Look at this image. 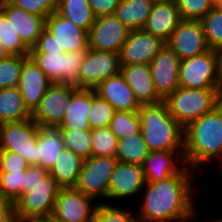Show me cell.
I'll return each mask as SVG.
<instances>
[{"mask_svg":"<svg viewBox=\"0 0 222 222\" xmlns=\"http://www.w3.org/2000/svg\"><path fill=\"white\" fill-rule=\"evenodd\" d=\"M12 5L45 19L57 11L59 0H11Z\"/></svg>","mask_w":222,"mask_h":222,"instance_id":"b9f144b4","label":"cell"},{"mask_svg":"<svg viewBox=\"0 0 222 222\" xmlns=\"http://www.w3.org/2000/svg\"><path fill=\"white\" fill-rule=\"evenodd\" d=\"M115 202L108 203H98L92 222H139L138 216L133 215V210L122 208Z\"/></svg>","mask_w":222,"mask_h":222,"instance_id":"e575fe53","label":"cell"},{"mask_svg":"<svg viewBox=\"0 0 222 222\" xmlns=\"http://www.w3.org/2000/svg\"><path fill=\"white\" fill-rule=\"evenodd\" d=\"M167 45L180 60L200 55L210 49L200 20H182Z\"/></svg>","mask_w":222,"mask_h":222,"instance_id":"e0dca14e","label":"cell"},{"mask_svg":"<svg viewBox=\"0 0 222 222\" xmlns=\"http://www.w3.org/2000/svg\"><path fill=\"white\" fill-rule=\"evenodd\" d=\"M200 22L209 48L222 52V7H213Z\"/></svg>","mask_w":222,"mask_h":222,"instance_id":"d6a6232c","label":"cell"},{"mask_svg":"<svg viewBox=\"0 0 222 222\" xmlns=\"http://www.w3.org/2000/svg\"><path fill=\"white\" fill-rule=\"evenodd\" d=\"M142 166L146 182H157L181 173L187 164L184 150H160L149 151Z\"/></svg>","mask_w":222,"mask_h":222,"instance_id":"ffe728a7","label":"cell"},{"mask_svg":"<svg viewBox=\"0 0 222 222\" xmlns=\"http://www.w3.org/2000/svg\"><path fill=\"white\" fill-rule=\"evenodd\" d=\"M26 171L0 172V192L12 202L22 195Z\"/></svg>","mask_w":222,"mask_h":222,"instance_id":"ab89813d","label":"cell"},{"mask_svg":"<svg viewBox=\"0 0 222 222\" xmlns=\"http://www.w3.org/2000/svg\"><path fill=\"white\" fill-rule=\"evenodd\" d=\"M0 222H16L14 202L0 192Z\"/></svg>","mask_w":222,"mask_h":222,"instance_id":"7dc6e473","label":"cell"},{"mask_svg":"<svg viewBox=\"0 0 222 222\" xmlns=\"http://www.w3.org/2000/svg\"><path fill=\"white\" fill-rule=\"evenodd\" d=\"M37 144V166L49 172L60 152L65 149L60 128L39 126Z\"/></svg>","mask_w":222,"mask_h":222,"instance_id":"484cf974","label":"cell"},{"mask_svg":"<svg viewBox=\"0 0 222 222\" xmlns=\"http://www.w3.org/2000/svg\"><path fill=\"white\" fill-rule=\"evenodd\" d=\"M57 12L87 32L96 18L88 0H59Z\"/></svg>","mask_w":222,"mask_h":222,"instance_id":"4dcf8cb0","label":"cell"},{"mask_svg":"<svg viewBox=\"0 0 222 222\" xmlns=\"http://www.w3.org/2000/svg\"><path fill=\"white\" fill-rule=\"evenodd\" d=\"M0 12L7 18L22 42L33 48L45 28V18L28 13L11 3L0 5Z\"/></svg>","mask_w":222,"mask_h":222,"instance_id":"44dd1931","label":"cell"},{"mask_svg":"<svg viewBox=\"0 0 222 222\" xmlns=\"http://www.w3.org/2000/svg\"><path fill=\"white\" fill-rule=\"evenodd\" d=\"M31 188L30 192L20 195L14 202L16 222H37L53 214L61 188L56 180L48 173Z\"/></svg>","mask_w":222,"mask_h":222,"instance_id":"5b68a950","label":"cell"},{"mask_svg":"<svg viewBox=\"0 0 222 222\" xmlns=\"http://www.w3.org/2000/svg\"><path fill=\"white\" fill-rule=\"evenodd\" d=\"M29 164L21 155L8 150H0V172L26 171Z\"/></svg>","mask_w":222,"mask_h":222,"instance_id":"7bdbcfd3","label":"cell"},{"mask_svg":"<svg viewBox=\"0 0 222 222\" xmlns=\"http://www.w3.org/2000/svg\"><path fill=\"white\" fill-rule=\"evenodd\" d=\"M155 1H159V2H177L178 0H155Z\"/></svg>","mask_w":222,"mask_h":222,"instance_id":"11a10c76","label":"cell"},{"mask_svg":"<svg viewBox=\"0 0 222 222\" xmlns=\"http://www.w3.org/2000/svg\"><path fill=\"white\" fill-rule=\"evenodd\" d=\"M95 17L113 15L121 0H88Z\"/></svg>","mask_w":222,"mask_h":222,"instance_id":"f6af8a7d","label":"cell"},{"mask_svg":"<svg viewBox=\"0 0 222 222\" xmlns=\"http://www.w3.org/2000/svg\"><path fill=\"white\" fill-rule=\"evenodd\" d=\"M98 203L75 187H61L52 217L61 222H92Z\"/></svg>","mask_w":222,"mask_h":222,"instance_id":"30bf717a","label":"cell"},{"mask_svg":"<svg viewBox=\"0 0 222 222\" xmlns=\"http://www.w3.org/2000/svg\"><path fill=\"white\" fill-rule=\"evenodd\" d=\"M119 72V53L88 48L79 70V89H95Z\"/></svg>","mask_w":222,"mask_h":222,"instance_id":"8fae6325","label":"cell"},{"mask_svg":"<svg viewBox=\"0 0 222 222\" xmlns=\"http://www.w3.org/2000/svg\"><path fill=\"white\" fill-rule=\"evenodd\" d=\"M181 21L175 2L155 1L143 29L167 44Z\"/></svg>","mask_w":222,"mask_h":222,"instance_id":"7402d4cb","label":"cell"},{"mask_svg":"<svg viewBox=\"0 0 222 222\" xmlns=\"http://www.w3.org/2000/svg\"><path fill=\"white\" fill-rule=\"evenodd\" d=\"M197 173L187 166L165 180L146 182L139 195L143 196L140 210L136 211L139 222H181L193 217L200 207L194 198Z\"/></svg>","mask_w":222,"mask_h":222,"instance_id":"6da1fadb","label":"cell"},{"mask_svg":"<svg viewBox=\"0 0 222 222\" xmlns=\"http://www.w3.org/2000/svg\"><path fill=\"white\" fill-rule=\"evenodd\" d=\"M149 150L141 131L118 140L116 158L124 163L143 165Z\"/></svg>","mask_w":222,"mask_h":222,"instance_id":"f546056e","label":"cell"},{"mask_svg":"<svg viewBox=\"0 0 222 222\" xmlns=\"http://www.w3.org/2000/svg\"><path fill=\"white\" fill-rule=\"evenodd\" d=\"M92 107V89H78L70 98L60 129L87 130Z\"/></svg>","mask_w":222,"mask_h":222,"instance_id":"d4e9b609","label":"cell"},{"mask_svg":"<svg viewBox=\"0 0 222 222\" xmlns=\"http://www.w3.org/2000/svg\"><path fill=\"white\" fill-rule=\"evenodd\" d=\"M220 63H221V71H220V85H219V91L222 98V52H220Z\"/></svg>","mask_w":222,"mask_h":222,"instance_id":"681fc988","label":"cell"},{"mask_svg":"<svg viewBox=\"0 0 222 222\" xmlns=\"http://www.w3.org/2000/svg\"><path fill=\"white\" fill-rule=\"evenodd\" d=\"M52 82L28 56L23 61L18 89L28 111L32 114Z\"/></svg>","mask_w":222,"mask_h":222,"instance_id":"ac0fdd59","label":"cell"},{"mask_svg":"<svg viewBox=\"0 0 222 222\" xmlns=\"http://www.w3.org/2000/svg\"><path fill=\"white\" fill-rule=\"evenodd\" d=\"M114 113V107L92 89V107L89 114L90 129L94 130L109 126Z\"/></svg>","mask_w":222,"mask_h":222,"instance_id":"f35d334b","label":"cell"},{"mask_svg":"<svg viewBox=\"0 0 222 222\" xmlns=\"http://www.w3.org/2000/svg\"><path fill=\"white\" fill-rule=\"evenodd\" d=\"M0 41L10 55L28 56L29 48L22 42L7 18L0 12Z\"/></svg>","mask_w":222,"mask_h":222,"instance_id":"8d00e7d4","label":"cell"},{"mask_svg":"<svg viewBox=\"0 0 222 222\" xmlns=\"http://www.w3.org/2000/svg\"><path fill=\"white\" fill-rule=\"evenodd\" d=\"M31 118L18 87L0 89V124Z\"/></svg>","mask_w":222,"mask_h":222,"instance_id":"f1b7e54d","label":"cell"},{"mask_svg":"<svg viewBox=\"0 0 222 222\" xmlns=\"http://www.w3.org/2000/svg\"><path fill=\"white\" fill-rule=\"evenodd\" d=\"M212 220V221H211ZM209 221H206V222H222V217H219L218 219L217 218H214V219H211Z\"/></svg>","mask_w":222,"mask_h":222,"instance_id":"db71d44e","label":"cell"},{"mask_svg":"<svg viewBox=\"0 0 222 222\" xmlns=\"http://www.w3.org/2000/svg\"><path fill=\"white\" fill-rule=\"evenodd\" d=\"M182 20H201L214 7L211 0H178Z\"/></svg>","mask_w":222,"mask_h":222,"instance_id":"60d3db41","label":"cell"},{"mask_svg":"<svg viewBox=\"0 0 222 222\" xmlns=\"http://www.w3.org/2000/svg\"><path fill=\"white\" fill-rule=\"evenodd\" d=\"M110 130L118 140L140 132V118L138 112L115 111L109 124Z\"/></svg>","mask_w":222,"mask_h":222,"instance_id":"836d02e7","label":"cell"},{"mask_svg":"<svg viewBox=\"0 0 222 222\" xmlns=\"http://www.w3.org/2000/svg\"><path fill=\"white\" fill-rule=\"evenodd\" d=\"M155 0H121L114 15L129 30L143 29Z\"/></svg>","mask_w":222,"mask_h":222,"instance_id":"4316f807","label":"cell"},{"mask_svg":"<svg viewBox=\"0 0 222 222\" xmlns=\"http://www.w3.org/2000/svg\"><path fill=\"white\" fill-rule=\"evenodd\" d=\"M10 54L7 52L6 48L3 46L2 42L0 41V61L2 59L7 58Z\"/></svg>","mask_w":222,"mask_h":222,"instance_id":"c3c4849f","label":"cell"},{"mask_svg":"<svg viewBox=\"0 0 222 222\" xmlns=\"http://www.w3.org/2000/svg\"><path fill=\"white\" fill-rule=\"evenodd\" d=\"M120 72L140 105L162 101L155 90L149 64L120 66Z\"/></svg>","mask_w":222,"mask_h":222,"instance_id":"cb8c5ba5","label":"cell"},{"mask_svg":"<svg viewBox=\"0 0 222 222\" xmlns=\"http://www.w3.org/2000/svg\"><path fill=\"white\" fill-rule=\"evenodd\" d=\"M92 156L115 157L118 138L109 126L92 130Z\"/></svg>","mask_w":222,"mask_h":222,"instance_id":"d590c367","label":"cell"},{"mask_svg":"<svg viewBox=\"0 0 222 222\" xmlns=\"http://www.w3.org/2000/svg\"><path fill=\"white\" fill-rule=\"evenodd\" d=\"M146 179L143 166L139 164L124 163L118 161L111 176L107 197L109 201L131 200L138 197L145 187Z\"/></svg>","mask_w":222,"mask_h":222,"instance_id":"9a60e30c","label":"cell"},{"mask_svg":"<svg viewBox=\"0 0 222 222\" xmlns=\"http://www.w3.org/2000/svg\"><path fill=\"white\" fill-rule=\"evenodd\" d=\"M27 57L10 55L0 61V89L18 86L23 61Z\"/></svg>","mask_w":222,"mask_h":222,"instance_id":"74e56055","label":"cell"},{"mask_svg":"<svg viewBox=\"0 0 222 222\" xmlns=\"http://www.w3.org/2000/svg\"><path fill=\"white\" fill-rule=\"evenodd\" d=\"M219 89H190L179 86L164 101L169 114L185 128L212 111L221 102Z\"/></svg>","mask_w":222,"mask_h":222,"instance_id":"277c9868","label":"cell"},{"mask_svg":"<svg viewBox=\"0 0 222 222\" xmlns=\"http://www.w3.org/2000/svg\"><path fill=\"white\" fill-rule=\"evenodd\" d=\"M180 58L166 44L149 64L155 90L165 100L179 86Z\"/></svg>","mask_w":222,"mask_h":222,"instance_id":"2e32d148","label":"cell"},{"mask_svg":"<svg viewBox=\"0 0 222 222\" xmlns=\"http://www.w3.org/2000/svg\"><path fill=\"white\" fill-rule=\"evenodd\" d=\"M220 52L208 51L180 61L179 84L190 89H219Z\"/></svg>","mask_w":222,"mask_h":222,"instance_id":"8992f818","label":"cell"},{"mask_svg":"<svg viewBox=\"0 0 222 222\" xmlns=\"http://www.w3.org/2000/svg\"><path fill=\"white\" fill-rule=\"evenodd\" d=\"M117 162L116 157L110 156L85 159L74 187L98 203H107L111 176Z\"/></svg>","mask_w":222,"mask_h":222,"instance_id":"ba28073f","label":"cell"},{"mask_svg":"<svg viewBox=\"0 0 222 222\" xmlns=\"http://www.w3.org/2000/svg\"><path fill=\"white\" fill-rule=\"evenodd\" d=\"M11 0H0V5L5 4V3H10Z\"/></svg>","mask_w":222,"mask_h":222,"instance_id":"9f6ffc18","label":"cell"},{"mask_svg":"<svg viewBox=\"0 0 222 222\" xmlns=\"http://www.w3.org/2000/svg\"><path fill=\"white\" fill-rule=\"evenodd\" d=\"M47 174L48 172L39 166H29L26 170L25 180L22 186V194L30 192L32 189L31 187H33L39 179H43Z\"/></svg>","mask_w":222,"mask_h":222,"instance_id":"bcb514c9","label":"cell"},{"mask_svg":"<svg viewBox=\"0 0 222 222\" xmlns=\"http://www.w3.org/2000/svg\"><path fill=\"white\" fill-rule=\"evenodd\" d=\"M86 50L59 53L29 52L28 56L52 83L73 85L79 89V70Z\"/></svg>","mask_w":222,"mask_h":222,"instance_id":"52a82bcc","label":"cell"},{"mask_svg":"<svg viewBox=\"0 0 222 222\" xmlns=\"http://www.w3.org/2000/svg\"><path fill=\"white\" fill-rule=\"evenodd\" d=\"M45 28L65 52L88 48V32L61 16L57 11L45 19Z\"/></svg>","mask_w":222,"mask_h":222,"instance_id":"d6986e66","label":"cell"},{"mask_svg":"<svg viewBox=\"0 0 222 222\" xmlns=\"http://www.w3.org/2000/svg\"><path fill=\"white\" fill-rule=\"evenodd\" d=\"M63 143L66 150H70L80 156L82 159H88L92 156V130H71L60 129Z\"/></svg>","mask_w":222,"mask_h":222,"instance_id":"1f68e13d","label":"cell"},{"mask_svg":"<svg viewBox=\"0 0 222 222\" xmlns=\"http://www.w3.org/2000/svg\"><path fill=\"white\" fill-rule=\"evenodd\" d=\"M29 52H42V53H59L64 54L65 51L56 43L53 35L44 28L39 36L35 46Z\"/></svg>","mask_w":222,"mask_h":222,"instance_id":"ee69618b","label":"cell"},{"mask_svg":"<svg viewBox=\"0 0 222 222\" xmlns=\"http://www.w3.org/2000/svg\"><path fill=\"white\" fill-rule=\"evenodd\" d=\"M94 91L111 104L115 111L138 112L140 108L133 90L121 72L102 81Z\"/></svg>","mask_w":222,"mask_h":222,"instance_id":"603a6c76","label":"cell"},{"mask_svg":"<svg viewBox=\"0 0 222 222\" xmlns=\"http://www.w3.org/2000/svg\"><path fill=\"white\" fill-rule=\"evenodd\" d=\"M84 159L70 150H62L52 169L48 172L60 187H74Z\"/></svg>","mask_w":222,"mask_h":222,"instance_id":"83f0119b","label":"cell"},{"mask_svg":"<svg viewBox=\"0 0 222 222\" xmlns=\"http://www.w3.org/2000/svg\"><path fill=\"white\" fill-rule=\"evenodd\" d=\"M39 125L32 119L0 124V150H8L25 158L29 166H37Z\"/></svg>","mask_w":222,"mask_h":222,"instance_id":"9c48e42d","label":"cell"},{"mask_svg":"<svg viewBox=\"0 0 222 222\" xmlns=\"http://www.w3.org/2000/svg\"><path fill=\"white\" fill-rule=\"evenodd\" d=\"M129 32L114 14L96 17L88 32V48L119 53Z\"/></svg>","mask_w":222,"mask_h":222,"instance_id":"4fadbf2b","label":"cell"},{"mask_svg":"<svg viewBox=\"0 0 222 222\" xmlns=\"http://www.w3.org/2000/svg\"><path fill=\"white\" fill-rule=\"evenodd\" d=\"M138 115L149 151L184 150V128L169 114L164 100L140 105Z\"/></svg>","mask_w":222,"mask_h":222,"instance_id":"3957f363","label":"cell"},{"mask_svg":"<svg viewBox=\"0 0 222 222\" xmlns=\"http://www.w3.org/2000/svg\"><path fill=\"white\" fill-rule=\"evenodd\" d=\"M165 45L164 41L144 29L130 30L119 51L120 66L150 64Z\"/></svg>","mask_w":222,"mask_h":222,"instance_id":"5bb4252c","label":"cell"},{"mask_svg":"<svg viewBox=\"0 0 222 222\" xmlns=\"http://www.w3.org/2000/svg\"><path fill=\"white\" fill-rule=\"evenodd\" d=\"M37 222H61V221H59V220L53 218L52 216H50V217H46L42 220H39Z\"/></svg>","mask_w":222,"mask_h":222,"instance_id":"f907efd6","label":"cell"},{"mask_svg":"<svg viewBox=\"0 0 222 222\" xmlns=\"http://www.w3.org/2000/svg\"><path fill=\"white\" fill-rule=\"evenodd\" d=\"M214 7H222V0H211Z\"/></svg>","mask_w":222,"mask_h":222,"instance_id":"816d5d0a","label":"cell"},{"mask_svg":"<svg viewBox=\"0 0 222 222\" xmlns=\"http://www.w3.org/2000/svg\"><path fill=\"white\" fill-rule=\"evenodd\" d=\"M197 217V219H198V212L193 216V217H191V218H189V219H187V220H184V221H181V222H194V220H195V218ZM193 219V220H192Z\"/></svg>","mask_w":222,"mask_h":222,"instance_id":"f5cc1de1","label":"cell"},{"mask_svg":"<svg viewBox=\"0 0 222 222\" xmlns=\"http://www.w3.org/2000/svg\"><path fill=\"white\" fill-rule=\"evenodd\" d=\"M77 90L73 85L52 83L31 118L39 126L58 127L63 121L71 96Z\"/></svg>","mask_w":222,"mask_h":222,"instance_id":"7c38bea8","label":"cell"},{"mask_svg":"<svg viewBox=\"0 0 222 222\" xmlns=\"http://www.w3.org/2000/svg\"><path fill=\"white\" fill-rule=\"evenodd\" d=\"M184 158L196 172L222 160V100L212 111L184 128ZM203 166V167H202Z\"/></svg>","mask_w":222,"mask_h":222,"instance_id":"7a4b0ae2","label":"cell"}]
</instances>
